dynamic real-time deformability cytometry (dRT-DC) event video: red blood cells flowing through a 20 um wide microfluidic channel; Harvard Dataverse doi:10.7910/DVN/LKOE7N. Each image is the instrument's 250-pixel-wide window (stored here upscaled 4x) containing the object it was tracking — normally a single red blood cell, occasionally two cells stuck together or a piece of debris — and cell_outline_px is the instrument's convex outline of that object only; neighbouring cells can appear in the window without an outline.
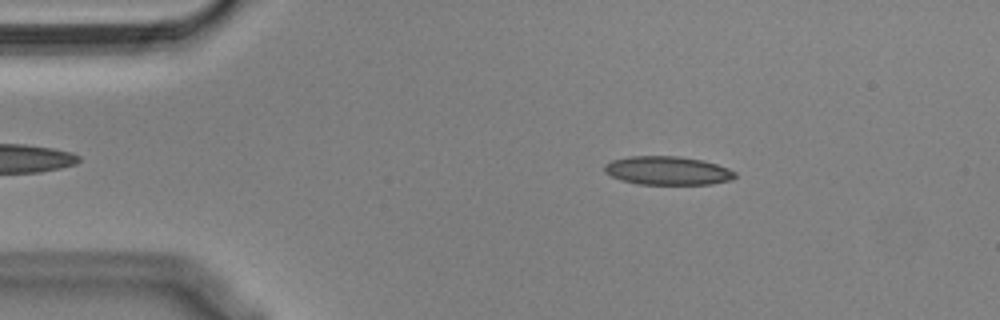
{"species": "Egyptian fruit bat (a non-hibernating species)", "species_latin": "Rousettus aegyptiacus", "temperature_condition": "cold", "stored_images_in_passage": 53, "camera_frame_rate_fps": 3000, "um_per_image_px": 0.085, "animal": {"sex": "male"}, "frame": {"image": 1, "passage_image": 8, "time_ms": 2.333, "image_size_px": [1000, 320], "cell_outline_px": [[736, 176], [732, 180], [712, 184], [640, 184], [620, 180], [604, 172], [604, 164], [612, 160], [628, 156], [676, 156], [704, 160], [728, 168], [736, 172]], "centroid_in_image_um": [56.74, 14.5], "position_along_channel_um": 28.3, "area_um2": 21.85}}
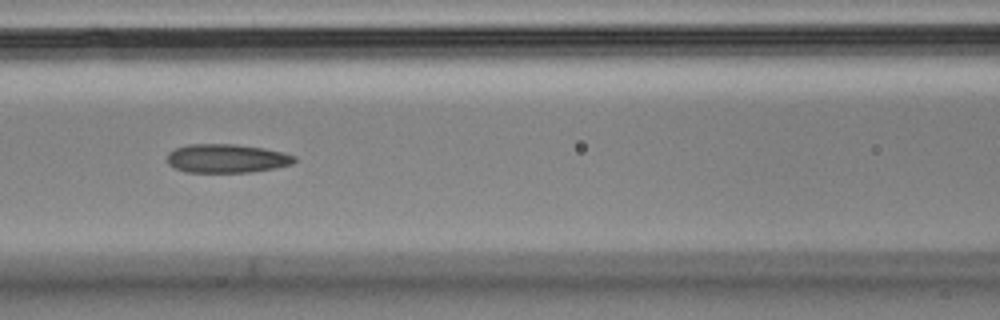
{"frame": {"image": 2, "passage_image": 22, "time_ms": 7.0, "image_size_px": [1000, 320], "cell_outline_px": [[296, 160], [292, 164], [276, 168], [248, 172], [184, 172], [168, 164], [168, 152], [176, 148], [188, 144], [236, 144], [264, 148], [284, 152], [296, 156]], "centroid_in_image_um": [19.29, 13.46], "position_along_channel_um": 147.3, "area_um2": 21.39}}
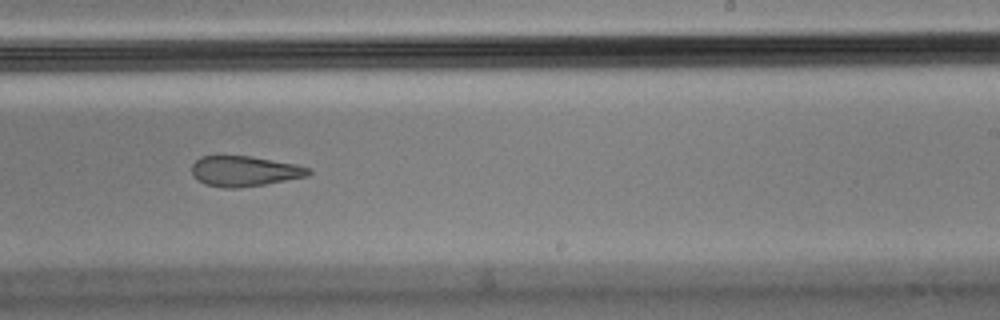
{"frame": {"image": 3, "passage_image": 32, "time_ms": 10.333, "image_size_px": [1000, 320], "cell_outline_px": [[312, 172], [308, 176], [264, 184], [236, 188], [224, 188], [204, 184], [192, 176], [192, 164], [200, 156], [252, 156], [296, 164], [312, 168]], "centroid_in_image_um": [20.78, 14.54], "position_along_channel_um": 268.2, "area_um2": 20.75}, "authors_computed_cell_mechanics": {"area_um2": 21.9062, "velocity_mm_per_s": 3.6345, "shape_relaxation_time_tau1_ms": null, "shape_relaxation_time_tau2_ms": 4.2613, "deformation_change_tau1": null, "deformation_change_tau2": 0.1442}}